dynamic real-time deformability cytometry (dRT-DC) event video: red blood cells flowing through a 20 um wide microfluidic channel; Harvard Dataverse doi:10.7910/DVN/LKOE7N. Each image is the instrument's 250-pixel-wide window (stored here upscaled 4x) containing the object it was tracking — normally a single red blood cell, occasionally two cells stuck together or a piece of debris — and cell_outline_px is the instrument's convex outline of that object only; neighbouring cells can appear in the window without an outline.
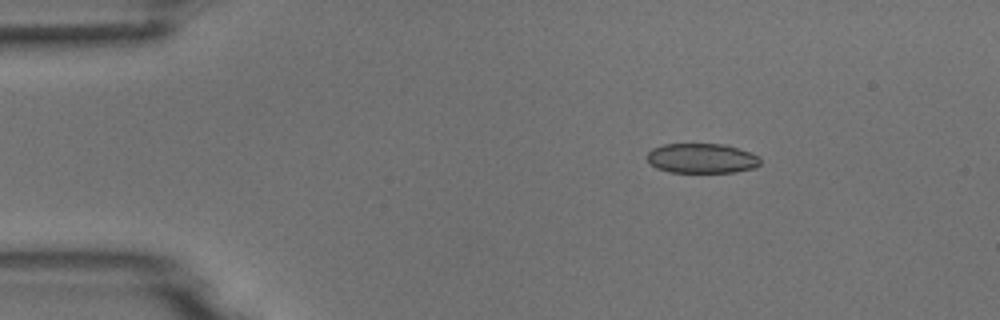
{"species": "common noctule bat (a hibernating species)", "species_latin": "Nyctalus noctula", "temperature_condition": "room temperature", "stored_images_in_passage": 3, "camera_frame_rate_fps": 3000, "um_per_image_px": 0.085, "animal": {"sex": "male", "body_mass_g": 18.8}, "frame": {"image": 1, "passage_image": 2, "time_ms": 1.0, "image_size_px": [1000, 320], "cell_outline_px": [[760, 164], [756, 168], [736, 172], [668, 172], [656, 168], [648, 160], [648, 152], [652, 148], [664, 144], [724, 144], [760, 156]], "centroid_in_image_um": [59.66, 13.46], "position_along_channel_um": 25.3, "area_um2": 19.65}}